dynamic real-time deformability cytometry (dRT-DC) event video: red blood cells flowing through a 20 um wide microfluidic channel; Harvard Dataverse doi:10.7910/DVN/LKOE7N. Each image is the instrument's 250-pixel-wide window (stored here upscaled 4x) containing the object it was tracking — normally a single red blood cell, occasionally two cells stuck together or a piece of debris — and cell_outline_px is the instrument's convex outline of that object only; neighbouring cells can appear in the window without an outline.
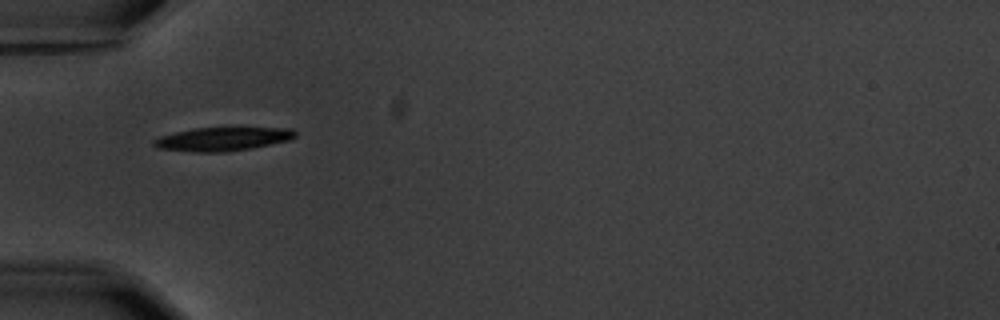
{"species": "common noctule bat (a hibernating species)", "species_latin": "Nyctalus noctula", "temperature_condition": "warm", "stored_images_in_passage": 4, "camera_frame_rate_fps": 3000, "um_per_image_px": 0.085, "animal": {"sex": "male", "body_mass_g": 20.1, "forearm_length_mm": 53.5}, "frame": {"image": 1, "passage_image": 1, "time_ms": 0.0, "image_size_px": [1000, 320], "cell_outline_px": [[296, 136], [292, 140], [252, 148], [228, 152], [192, 152], [156, 148], [152, 144], [152, 140], [160, 136], [192, 128], [292, 128], [296, 132]], "centroid_in_image_um": [18.92, 11.83], "position_along_channel_um": 66.1, "area_um2": 19.65}}
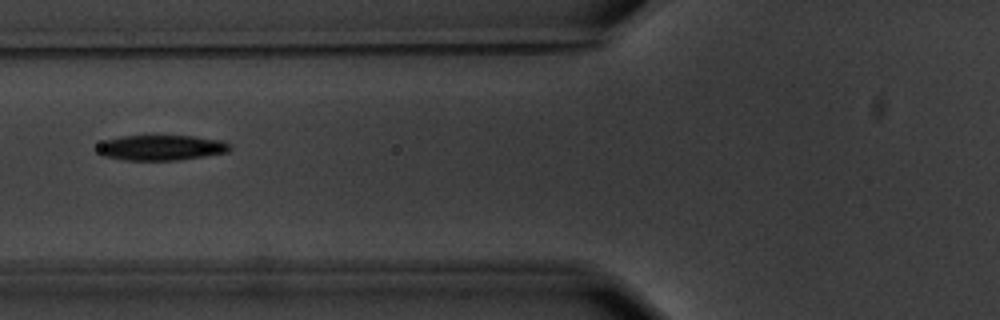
{"frame": {"image": 2, "passage_image": 2, "time_ms": 1.333, "image_size_px": [1000, 320], "cell_outline_px": [[232, 148], [228, 152], [204, 156], [176, 160], [124, 160], [104, 156], [96, 152], [100, 144], [104, 140], [120, 136], [196, 136], [220, 140], [228, 144]], "centroid_in_image_um": [13.68, 12.55], "position_along_channel_um": 112.1, "area_um2": 19.48}}
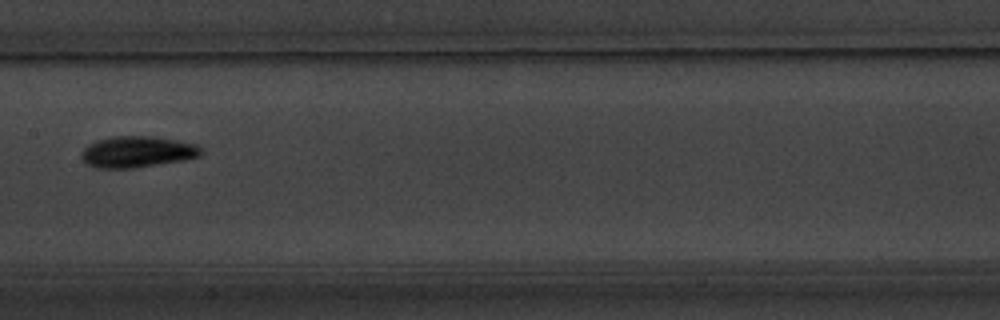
{"frame": {"image": 3, "passage_image": 4, "time_ms": 3.667, "image_size_px": [1000, 320], "cell_outline_px": [[200, 156], [184, 160], [132, 168], [96, 168], [84, 164], [80, 156], [80, 152], [88, 144], [96, 140], [112, 136], [152, 136], [176, 140], [196, 144], [200, 148]], "centroid_in_image_um": [11.59, 12.91], "position_along_channel_um": 195.8, "area_um2": 21.91}}